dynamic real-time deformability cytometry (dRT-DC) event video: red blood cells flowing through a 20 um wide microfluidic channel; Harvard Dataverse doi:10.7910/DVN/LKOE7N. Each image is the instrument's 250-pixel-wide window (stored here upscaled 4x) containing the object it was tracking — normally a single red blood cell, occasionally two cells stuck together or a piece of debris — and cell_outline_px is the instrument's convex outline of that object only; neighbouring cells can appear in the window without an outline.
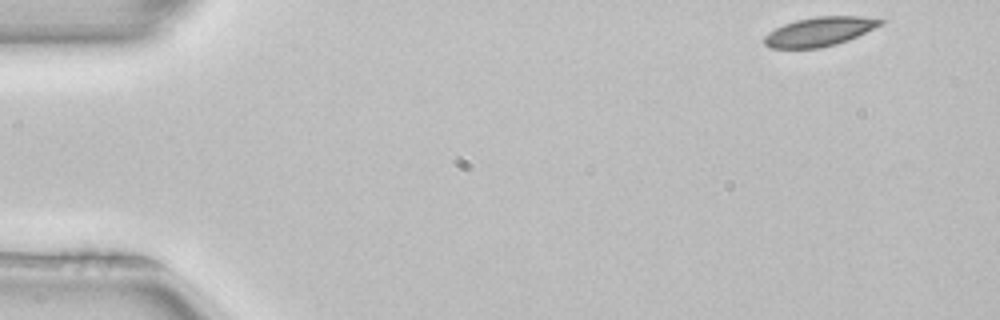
{"species": "common noctule bat (a hibernating species)", "species_latin": "Nyctalus noctula", "temperature_condition": "room temperature", "stored_images_in_passage": 49, "camera_frame_rate_fps": 3000, "um_per_image_px": 0.085, "animal": {"sex": "female", "body_mass_g": 22.7, "forearm_length_mm": 54.2}, "frame": {"image": 1, "passage_image": 1, "time_ms": 0.0, "image_size_px": [1000, 320], "cell_outline_px": [[884, 20], [880, 24], [848, 40], [836, 44], [820, 48], [768, 48], [764, 44], [764, 36], [768, 32], [784, 24], [796, 20], [816, 16], [860, 16]], "centroid_in_image_um": [69.58, 2.69], "position_along_channel_um": 15.4, "area_um2": 19.42}}
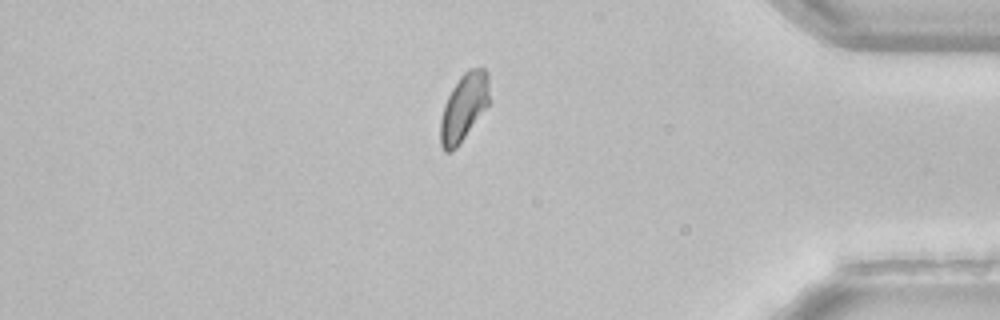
{"frame": {"image": 2, "passage_image": 41, "time_ms": 13.333, "image_size_px": [1000, 320], "cell_outline_px": [[488, 104], [456, 148], [452, 152], [444, 152], [440, 144], [440, 120], [444, 104], [452, 88], [460, 76], [468, 68], [484, 68], [488, 72]], "centroid_in_image_um": [39.39, 9.11], "position_along_channel_um": 395.8, "area_um2": 18.96}}
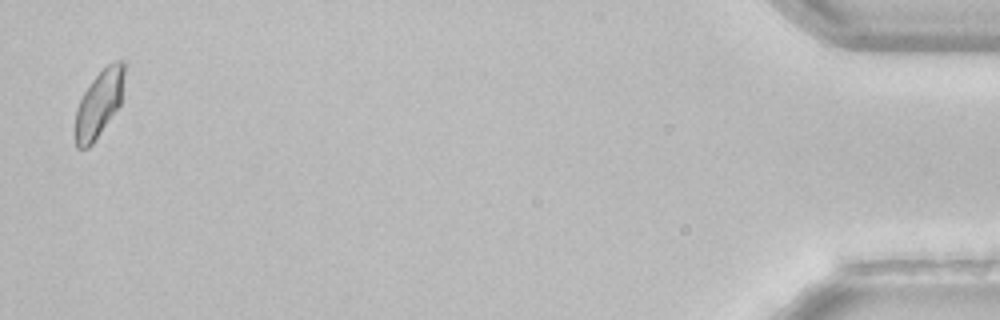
{"frame": {"image": 3, "passage_image": 48, "time_ms": 15.667, "image_size_px": [1000, 320], "cell_outline_px": [[124, 76], [120, 104], [92, 144], [88, 148], [76, 148], [76, 108], [84, 92], [92, 80], [108, 64], [116, 60], [124, 60]], "centroid_in_image_um": [8.42, 8.79], "position_along_channel_um": 426.8, "area_um2": 18.61}, "authors_computed_cell_mechanics": {"area_um2": 19.9988, "velocity_mm_per_s": 3.9506, "shape_relaxation_time_tau1_ms": 2.6043, "shape_relaxation_time_tau2_ms": null, "deformation_change_tau1": 0.0607, "deformation_change_tau2": null}}